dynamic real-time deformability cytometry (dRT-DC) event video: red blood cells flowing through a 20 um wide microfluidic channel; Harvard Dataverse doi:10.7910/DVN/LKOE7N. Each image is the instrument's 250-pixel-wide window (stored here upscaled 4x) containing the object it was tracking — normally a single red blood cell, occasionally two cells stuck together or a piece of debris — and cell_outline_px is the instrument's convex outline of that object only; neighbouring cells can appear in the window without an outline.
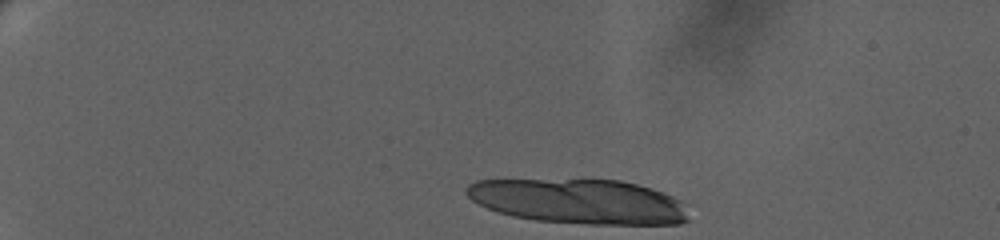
{"species": "human", "species_latin": "Homo sapiens", "temperature_condition": "warm", "stored_images_in_passage": 13, "camera_frame_rate_fps": 3000, "um_per_image_px": 0.085, "donor": {"sex": "female"}, "frame": {"image": 1, "passage_image": 1, "time_ms": 0.0, "image_size_px": [1000, 240], "cell_outline_px": [[688, 220], [680, 224], [588, 224], [536, 220], [512, 216], [496, 212], [472, 200], [464, 192], [464, 188], [468, 184], [476, 180], [620, 180], [652, 188], [672, 196], [680, 200]], "centroid_in_image_um": [49.16, 17.12], "position_along_channel_um": 35.8, "area_um2": 57.68}}